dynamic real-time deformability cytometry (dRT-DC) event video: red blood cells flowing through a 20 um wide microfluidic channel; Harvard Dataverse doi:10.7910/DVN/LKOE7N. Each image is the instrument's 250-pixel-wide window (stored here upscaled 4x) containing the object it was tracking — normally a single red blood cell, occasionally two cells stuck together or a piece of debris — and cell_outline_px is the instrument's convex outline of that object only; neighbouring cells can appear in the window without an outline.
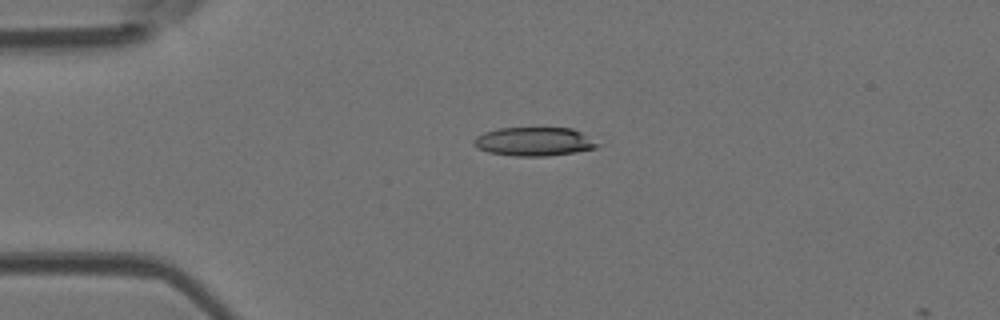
{"species": "Egyptian fruit bat (a non-hibernating species)", "species_latin": "Rousettus aegyptiacus", "temperature_condition": "room temperature", "stored_images_in_passage": 2, "camera_frame_rate_fps": 3000, "um_per_image_px": 0.085, "animal": {"sex": "female"}, "frame": {"image": 1, "passage_image": 1, "time_ms": 0.0, "image_size_px": [1000, 320], "cell_outline_px": [[600, 144], [596, 148], [576, 152], [548, 156], [512, 156], [488, 152], [476, 148], [472, 144], [472, 140], [476, 136], [484, 132], [496, 128], [572, 128], [580, 132]], "centroid_in_image_um": [45.34, 12.04], "position_along_channel_um": 39.7, "area_um2": 20.81}}